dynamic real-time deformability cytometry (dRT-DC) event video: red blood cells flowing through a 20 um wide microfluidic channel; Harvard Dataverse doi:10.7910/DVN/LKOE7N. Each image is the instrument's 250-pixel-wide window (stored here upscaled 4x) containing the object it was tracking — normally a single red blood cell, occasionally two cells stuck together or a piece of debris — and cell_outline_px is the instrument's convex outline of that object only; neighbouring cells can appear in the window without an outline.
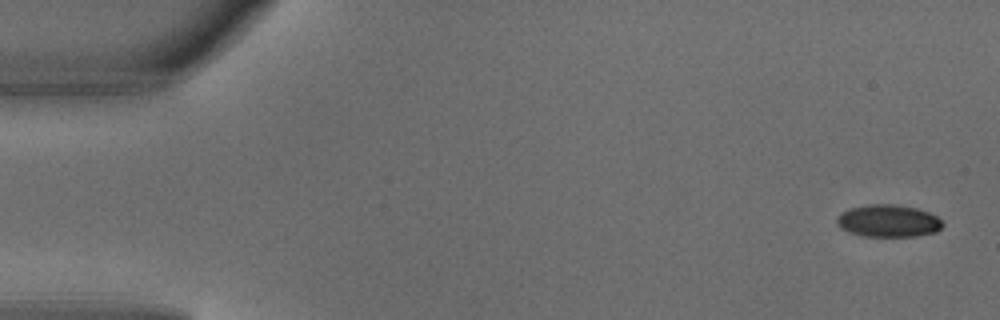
{"species": "common noctule bat (a hibernating species)", "species_latin": "Nyctalus noctula", "temperature_condition": "warm", "stored_images_in_passage": 5, "camera_frame_rate_fps": 3000, "um_per_image_px": 0.085, "animal": {"sex": "male", "body_mass_g": 18.8}, "frame": {"image": 1, "passage_image": 1, "time_ms": 0.0, "image_size_px": [1000, 320], "cell_outline_px": [[944, 224], [936, 232], [916, 236], [864, 236], [848, 232], [840, 228], [836, 224], [836, 216], [840, 212], [848, 208], [868, 204], [892, 204], [916, 208], [928, 212], [936, 216]], "centroid_in_image_um": [75.45, 18.77], "position_along_channel_um": 9.6, "area_um2": 20.06}}
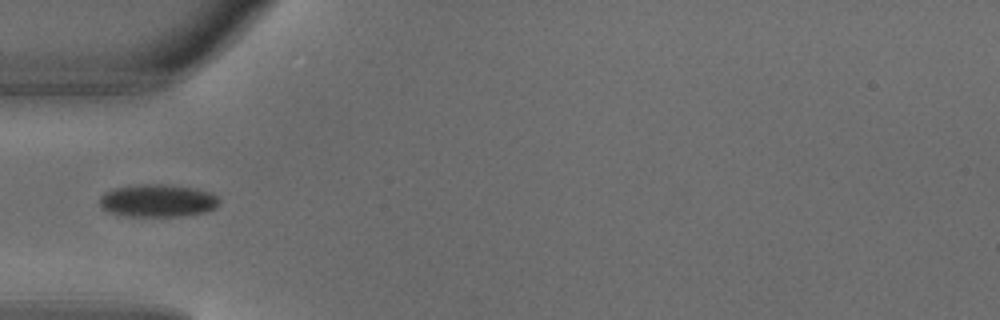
{"frame": {"image": 2, "passage_image": 4, "time_ms": 1.0, "image_size_px": [1000, 320], "cell_outline_px": [[220, 204], [216, 208], [208, 212], [180, 216], [128, 216], [108, 212], [100, 204], [100, 196], [104, 192], [112, 188], [136, 184], [164, 184], [196, 188], [212, 192], [220, 200]], "centroid_in_image_um": [13.44, 17.04], "position_along_channel_um": 71.6, "area_um2": 23.12}}
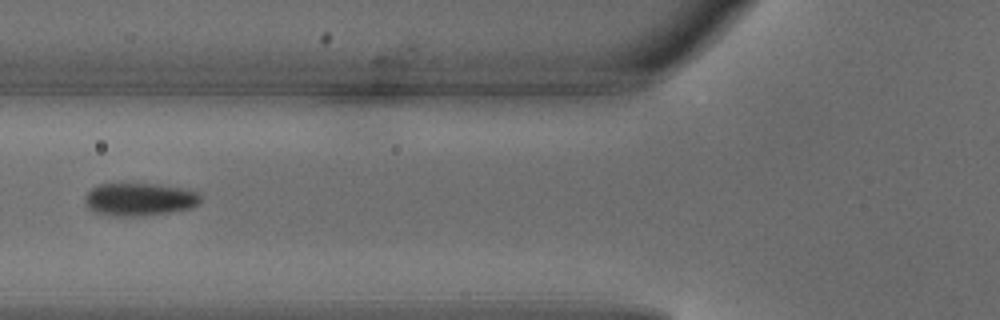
{"frame": {"image": 3, "passage_image": 5, "time_ms": 1.333, "image_size_px": [1000, 320], "cell_outline_px": [[200, 200], [192, 208], [172, 212], [140, 216], [116, 216], [92, 212], [88, 208], [84, 200], [84, 196], [92, 188], [100, 184], [160, 184], [180, 188], [196, 192], [200, 196]], "centroid_in_image_um": [11.81, 16.95], "position_along_channel_um": 114.0, "area_um2": 22.08}}